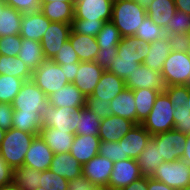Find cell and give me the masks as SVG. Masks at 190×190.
Listing matches in <instances>:
<instances>
[{
  "instance_id": "obj_36",
  "label": "cell",
  "mask_w": 190,
  "mask_h": 190,
  "mask_svg": "<svg viewBox=\"0 0 190 190\" xmlns=\"http://www.w3.org/2000/svg\"><path fill=\"white\" fill-rule=\"evenodd\" d=\"M0 75L14 76L24 81L32 79V72L19 58L0 54Z\"/></svg>"
},
{
  "instance_id": "obj_57",
  "label": "cell",
  "mask_w": 190,
  "mask_h": 190,
  "mask_svg": "<svg viewBox=\"0 0 190 190\" xmlns=\"http://www.w3.org/2000/svg\"><path fill=\"white\" fill-rule=\"evenodd\" d=\"M148 189V178L141 177L140 179L132 182L122 190H147Z\"/></svg>"
},
{
  "instance_id": "obj_69",
  "label": "cell",
  "mask_w": 190,
  "mask_h": 190,
  "mask_svg": "<svg viewBox=\"0 0 190 190\" xmlns=\"http://www.w3.org/2000/svg\"><path fill=\"white\" fill-rule=\"evenodd\" d=\"M181 190H190V184L187 185L185 188H182Z\"/></svg>"
},
{
  "instance_id": "obj_33",
  "label": "cell",
  "mask_w": 190,
  "mask_h": 190,
  "mask_svg": "<svg viewBox=\"0 0 190 190\" xmlns=\"http://www.w3.org/2000/svg\"><path fill=\"white\" fill-rule=\"evenodd\" d=\"M160 90L153 89H136L133 90L134 99L136 102V125L142 124L147 118Z\"/></svg>"
},
{
  "instance_id": "obj_18",
  "label": "cell",
  "mask_w": 190,
  "mask_h": 190,
  "mask_svg": "<svg viewBox=\"0 0 190 190\" xmlns=\"http://www.w3.org/2000/svg\"><path fill=\"white\" fill-rule=\"evenodd\" d=\"M152 135L141 125H134L119 141H123V160L137 159Z\"/></svg>"
},
{
  "instance_id": "obj_58",
  "label": "cell",
  "mask_w": 190,
  "mask_h": 190,
  "mask_svg": "<svg viewBox=\"0 0 190 190\" xmlns=\"http://www.w3.org/2000/svg\"><path fill=\"white\" fill-rule=\"evenodd\" d=\"M147 190H176V189L169 187L164 182L155 180L153 178H148V189Z\"/></svg>"
},
{
  "instance_id": "obj_29",
  "label": "cell",
  "mask_w": 190,
  "mask_h": 190,
  "mask_svg": "<svg viewBox=\"0 0 190 190\" xmlns=\"http://www.w3.org/2000/svg\"><path fill=\"white\" fill-rule=\"evenodd\" d=\"M68 40L77 53L80 62L95 60L99 50L96 37L81 35L71 30Z\"/></svg>"
},
{
  "instance_id": "obj_65",
  "label": "cell",
  "mask_w": 190,
  "mask_h": 190,
  "mask_svg": "<svg viewBox=\"0 0 190 190\" xmlns=\"http://www.w3.org/2000/svg\"><path fill=\"white\" fill-rule=\"evenodd\" d=\"M5 132H6L5 130L0 128V145H1V142L3 141V139H4Z\"/></svg>"
},
{
  "instance_id": "obj_26",
  "label": "cell",
  "mask_w": 190,
  "mask_h": 190,
  "mask_svg": "<svg viewBox=\"0 0 190 190\" xmlns=\"http://www.w3.org/2000/svg\"><path fill=\"white\" fill-rule=\"evenodd\" d=\"M49 169L68 181L82 176V165L70 152L54 154Z\"/></svg>"
},
{
  "instance_id": "obj_66",
  "label": "cell",
  "mask_w": 190,
  "mask_h": 190,
  "mask_svg": "<svg viewBox=\"0 0 190 190\" xmlns=\"http://www.w3.org/2000/svg\"><path fill=\"white\" fill-rule=\"evenodd\" d=\"M6 5L7 4L5 3L4 0H0V11L3 10Z\"/></svg>"
},
{
  "instance_id": "obj_49",
  "label": "cell",
  "mask_w": 190,
  "mask_h": 190,
  "mask_svg": "<svg viewBox=\"0 0 190 190\" xmlns=\"http://www.w3.org/2000/svg\"><path fill=\"white\" fill-rule=\"evenodd\" d=\"M173 119L175 130L190 134V110L186 105L174 110Z\"/></svg>"
},
{
  "instance_id": "obj_19",
  "label": "cell",
  "mask_w": 190,
  "mask_h": 190,
  "mask_svg": "<svg viewBox=\"0 0 190 190\" xmlns=\"http://www.w3.org/2000/svg\"><path fill=\"white\" fill-rule=\"evenodd\" d=\"M177 43L175 39L167 35L150 43V50L143 64L151 70L161 73L165 60Z\"/></svg>"
},
{
  "instance_id": "obj_63",
  "label": "cell",
  "mask_w": 190,
  "mask_h": 190,
  "mask_svg": "<svg viewBox=\"0 0 190 190\" xmlns=\"http://www.w3.org/2000/svg\"><path fill=\"white\" fill-rule=\"evenodd\" d=\"M134 1H137L142 7L147 9L153 0H134Z\"/></svg>"
},
{
  "instance_id": "obj_61",
  "label": "cell",
  "mask_w": 190,
  "mask_h": 190,
  "mask_svg": "<svg viewBox=\"0 0 190 190\" xmlns=\"http://www.w3.org/2000/svg\"><path fill=\"white\" fill-rule=\"evenodd\" d=\"M190 57V34L178 42Z\"/></svg>"
},
{
  "instance_id": "obj_46",
  "label": "cell",
  "mask_w": 190,
  "mask_h": 190,
  "mask_svg": "<svg viewBox=\"0 0 190 190\" xmlns=\"http://www.w3.org/2000/svg\"><path fill=\"white\" fill-rule=\"evenodd\" d=\"M164 92L168 95L170 102L173 104L174 110H176L180 106H185L189 98L188 85L167 86L164 89Z\"/></svg>"
},
{
  "instance_id": "obj_16",
  "label": "cell",
  "mask_w": 190,
  "mask_h": 190,
  "mask_svg": "<svg viewBox=\"0 0 190 190\" xmlns=\"http://www.w3.org/2000/svg\"><path fill=\"white\" fill-rule=\"evenodd\" d=\"M113 165L114 162L98 154L82 166V175L95 187H108Z\"/></svg>"
},
{
  "instance_id": "obj_11",
  "label": "cell",
  "mask_w": 190,
  "mask_h": 190,
  "mask_svg": "<svg viewBox=\"0 0 190 190\" xmlns=\"http://www.w3.org/2000/svg\"><path fill=\"white\" fill-rule=\"evenodd\" d=\"M112 5L113 0H76L74 19L111 21Z\"/></svg>"
},
{
  "instance_id": "obj_37",
  "label": "cell",
  "mask_w": 190,
  "mask_h": 190,
  "mask_svg": "<svg viewBox=\"0 0 190 190\" xmlns=\"http://www.w3.org/2000/svg\"><path fill=\"white\" fill-rule=\"evenodd\" d=\"M22 13L6 5L0 11V37L20 34Z\"/></svg>"
},
{
  "instance_id": "obj_62",
  "label": "cell",
  "mask_w": 190,
  "mask_h": 190,
  "mask_svg": "<svg viewBox=\"0 0 190 190\" xmlns=\"http://www.w3.org/2000/svg\"><path fill=\"white\" fill-rule=\"evenodd\" d=\"M0 190H23L19 186H17L13 181L9 184L2 185L0 187Z\"/></svg>"
},
{
  "instance_id": "obj_27",
  "label": "cell",
  "mask_w": 190,
  "mask_h": 190,
  "mask_svg": "<svg viewBox=\"0 0 190 190\" xmlns=\"http://www.w3.org/2000/svg\"><path fill=\"white\" fill-rule=\"evenodd\" d=\"M40 135L54 154L69 152L75 136L74 133H67V131L52 127H42Z\"/></svg>"
},
{
  "instance_id": "obj_34",
  "label": "cell",
  "mask_w": 190,
  "mask_h": 190,
  "mask_svg": "<svg viewBox=\"0 0 190 190\" xmlns=\"http://www.w3.org/2000/svg\"><path fill=\"white\" fill-rule=\"evenodd\" d=\"M42 112H14L12 128L26 133L40 134L42 128Z\"/></svg>"
},
{
  "instance_id": "obj_39",
  "label": "cell",
  "mask_w": 190,
  "mask_h": 190,
  "mask_svg": "<svg viewBox=\"0 0 190 190\" xmlns=\"http://www.w3.org/2000/svg\"><path fill=\"white\" fill-rule=\"evenodd\" d=\"M101 119L86 107L80 108V118L75 135H98Z\"/></svg>"
},
{
  "instance_id": "obj_68",
  "label": "cell",
  "mask_w": 190,
  "mask_h": 190,
  "mask_svg": "<svg viewBox=\"0 0 190 190\" xmlns=\"http://www.w3.org/2000/svg\"><path fill=\"white\" fill-rule=\"evenodd\" d=\"M93 190H110L109 187H95Z\"/></svg>"
},
{
  "instance_id": "obj_10",
  "label": "cell",
  "mask_w": 190,
  "mask_h": 190,
  "mask_svg": "<svg viewBox=\"0 0 190 190\" xmlns=\"http://www.w3.org/2000/svg\"><path fill=\"white\" fill-rule=\"evenodd\" d=\"M152 138L159 146L160 157L164 162L180 160L183 156L187 134L172 129L153 135Z\"/></svg>"
},
{
  "instance_id": "obj_51",
  "label": "cell",
  "mask_w": 190,
  "mask_h": 190,
  "mask_svg": "<svg viewBox=\"0 0 190 190\" xmlns=\"http://www.w3.org/2000/svg\"><path fill=\"white\" fill-rule=\"evenodd\" d=\"M5 3L22 14L41 12L40 0H4Z\"/></svg>"
},
{
  "instance_id": "obj_1",
  "label": "cell",
  "mask_w": 190,
  "mask_h": 190,
  "mask_svg": "<svg viewBox=\"0 0 190 190\" xmlns=\"http://www.w3.org/2000/svg\"><path fill=\"white\" fill-rule=\"evenodd\" d=\"M149 50L150 43L135 36L122 37L115 60L107 71L125 80L140 64H143Z\"/></svg>"
},
{
  "instance_id": "obj_42",
  "label": "cell",
  "mask_w": 190,
  "mask_h": 190,
  "mask_svg": "<svg viewBox=\"0 0 190 190\" xmlns=\"http://www.w3.org/2000/svg\"><path fill=\"white\" fill-rule=\"evenodd\" d=\"M121 38L118 28L111 21L105 22L96 36L99 47L104 48L118 47Z\"/></svg>"
},
{
  "instance_id": "obj_43",
  "label": "cell",
  "mask_w": 190,
  "mask_h": 190,
  "mask_svg": "<svg viewBox=\"0 0 190 190\" xmlns=\"http://www.w3.org/2000/svg\"><path fill=\"white\" fill-rule=\"evenodd\" d=\"M40 186L46 190H69V181L49 169L41 172Z\"/></svg>"
},
{
  "instance_id": "obj_60",
  "label": "cell",
  "mask_w": 190,
  "mask_h": 190,
  "mask_svg": "<svg viewBox=\"0 0 190 190\" xmlns=\"http://www.w3.org/2000/svg\"><path fill=\"white\" fill-rule=\"evenodd\" d=\"M181 160L185 161L190 165V134H187L185 149Z\"/></svg>"
},
{
  "instance_id": "obj_55",
  "label": "cell",
  "mask_w": 190,
  "mask_h": 190,
  "mask_svg": "<svg viewBox=\"0 0 190 190\" xmlns=\"http://www.w3.org/2000/svg\"><path fill=\"white\" fill-rule=\"evenodd\" d=\"M13 169L10 168L0 155V187L12 182Z\"/></svg>"
},
{
  "instance_id": "obj_3",
  "label": "cell",
  "mask_w": 190,
  "mask_h": 190,
  "mask_svg": "<svg viewBox=\"0 0 190 190\" xmlns=\"http://www.w3.org/2000/svg\"><path fill=\"white\" fill-rule=\"evenodd\" d=\"M35 135L11 128L5 132L0 145V155L6 164L14 169L23 166L27 153Z\"/></svg>"
},
{
  "instance_id": "obj_23",
  "label": "cell",
  "mask_w": 190,
  "mask_h": 190,
  "mask_svg": "<svg viewBox=\"0 0 190 190\" xmlns=\"http://www.w3.org/2000/svg\"><path fill=\"white\" fill-rule=\"evenodd\" d=\"M85 102L86 97L73 83L48 96V104L55 108H82L85 107Z\"/></svg>"
},
{
  "instance_id": "obj_47",
  "label": "cell",
  "mask_w": 190,
  "mask_h": 190,
  "mask_svg": "<svg viewBox=\"0 0 190 190\" xmlns=\"http://www.w3.org/2000/svg\"><path fill=\"white\" fill-rule=\"evenodd\" d=\"M21 44L22 37L20 34L0 37V54L5 56L18 57Z\"/></svg>"
},
{
  "instance_id": "obj_4",
  "label": "cell",
  "mask_w": 190,
  "mask_h": 190,
  "mask_svg": "<svg viewBox=\"0 0 190 190\" xmlns=\"http://www.w3.org/2000/svg\"><path fill=\"white\" fill-rule=\"evenodd\" d=\"M167 86L188 85L190 78V57L179 43L172 49L161 71Z\"/></svg>"
},
{
  "instance_id": "obj_5",
  "label": "cell",
  "mask_w": 190,
  "mask_h": 190,
  "mask_svg": "<svg viewBox=\"0 0 190 190\" xmlns=\"http://www.w3.org/2000/svg\"><path fill=\"white\" fill-rule=\"evenodd\" d=\"M174 109L168 95L161 91L157 95L153 109L141 124L152 136L174 129Z\"/></svg>"
},
{
  "instance_id": "obj_50",
  "label": "cell",
  "mask_w": 190,
  "mask_h": 190,
  "mask_svg": "<svg viewBox=\"0 0 190 190\" xmlns=\"http://www.w3.org/2000/svg\"><path fill=\"white\" fill-rule=\"evenodd\" d=\"M52 61L59 65L80 62L79 57L73 49L69 40L63 44L58 53L52 58Z\"/></svg>"
},
{
  "instance_id": "obj_6",
  "label": "cell",
  "mask_w": 190,
  "mask_h": 190,
  "mask_svg": "<svg viewBox=\"0 0 190 190\" xmlns=\"http://www.w3.org/2000/svg\"><path fill=\"white\" fill-rule=\"evenodd\" d=\"M32 80L47 95L58 92L69 84L59 64L52 60H45L32 72Z\"/></svg>"
},
{
  "instance_id": "obj_21",
  "label": "cell",
  "mask_w": 190,
  "mask_h": 190,
  "mask_svg": "<svg viewBox=\"0 0 190 190\" xmlns=\"http://www.w3.org/2000/svg\"><path fill=\"white\" fill-rule=\"evenodd\" d=\"M50 23L51 21L42 12L22 14L20 36L41 42Z\"/></svg>"
},
{
  "instance_id": "obj_41",
  "label": "cell",
  "mask_w": 190,
  "mask_h": 190,
  "mask_svg": "<svg viewBox=\"0 0 190 190\" xmlns=\"http://www.w3.org/2000/svg\"><path fill=\"white\" fill-rule=\"evenodd\" d=\"M165 35L166 34L163 28L155 24V22L152 21L149 16H146L145 20L138 27L134 36L144 42L152 43Z\"/></svg>"
},
{
  "instance_id": "obj_35",
  "label": "cell",
  "mask_w": 190,
  "mask_h": 190,
  "mask_svg": "<svg viewBox=\"0 0 190 190\" xmlns=\"http://www.w3.org/2000/svg\"><path fill=\"white\" fill-rule=\"evenodd\" d=\"M163 30L167 36L179 42L190 34V14L176 10Z\"/></svg>"
},
{
  "instance_id": "obj_56",
  "label": "cell",
  "mask_w": 190,
  "mask_h": 190,
  "mask_svg": "<svg viewBox=\"0 0 190 190\" xmlns=\"http://www.w3.org/2000/svg\"><path fill=\"white\" fill-rule=\"evenodd\" d=\"M62 71L65 73V77L69 83H73L74 79L77 75V71L79 68V63H72V64H63L60 65Z\"/></svg>"
},
{
  "instance_id": "obj_38",
  "label": "cell",
  "mask_w": 190,
  "mask_h": 190,
  "mask_svg": "<svg viewBox=\"0 0 190 190\" xmlns=\"http://www.w3.org/2000/svg\"><path fill=\"white\" fill-rule=\"evenodd\" d=\"M41 172L26 166L13 169L12 181L23 190H35L40 186Z\"/></svg>"
},
{
  "instance_id": "obj_64",
  "label": "cell",
  "mask_w": 190,
  "mask_h": 190,
  "mask_svg": "<svg viewBox=\"0 0 190 190\" xmlns=\"http://www.w3.org/2000/svg\"><path fill=\"white\" fill-rule=\"evenodd\" d=\"M52 1H57V2H59V1H63V2H76V0H40L41 6H42L44 3H50V2H52Z\"/></svg>"
},
{
  "instance_id": "obj_14",
  "label": "cell",
  "mask_w": 190,
  "mask_h": 190,
  "mask_svg": "<svg viewBox=\"0 0 190 190\" xmlns=\"http://www.w3.org/2000/svg\"><path fill=\"white\" fill-rule=\"evenodd\" d=\"M125 86L131 90L153 89L164 91L166 88L162 74L151 70L144 64H140L138 68L125 79Z\"/></svg>"
},
{
  "instance_id": "obj_22",
  "label": "cell",
  "mask_w": 190,
  "mask_h": 190,
  "mask_svg": "<svg viewBox=\"0 0 190 190\" xmlns=\"http://www.w3.org/2000/svg\"><path fill=\"white\" fill-rule=\"evenodd\" d=\"M135 124L123 117L111 115L101 119L98 136L102 141H119Z\"/></svg>"
},
{
  "instance_id": "obj_70",
  "label": "cell",
  "mask_w": 190,
  "mask_h": 190,
  "mask_svg": "<svg viewBox=\"0 0 190 190\" xmlns=\"http://www.w3.org/2000/svg\"><path fill=\"white\" fill-rule=\"evenodd\" d=\"M35 190H46V189H44L43 187L39 186Z\"/></svg>"
},
{
  "instance_id": "obj_25",
  "label": "cell",
  "mask_w": 190,
  "mask_h": 190,
  "mask_svg": "<svg viewBox=\"0 0 190 190\" xmlns=\"http://www.w3.org/2000/svg\"><path fill=\"white\" fill-rule=\"evenodd\" d=\"M136 160L140 173L145 178H152L154 171L164 162L163 157H160L159 146L152 137Z\"/></svg>"
},
{
  "instance_id": "obj_59",
  "label": "cell",
  "mask_w": 190,
  "mask_h": 190,
  "mask_svg": "<svg viewBox=\"0 0 190 190\" xmlns=\"http://www.w3.org/2000/svg\"><path fill=\"white\" fill-rule=\"evenodd\" d=\"M176 10L190 14V0H174Z\"/></svg>"
},
{
  "instance_id": "obj_67",
  "label": "cell",
  "mask_w": 190,
  "mask_h": 190,
  "mask_svg": "<svg viewBox=\"0 0 190 190\" xmlns=\"http://www.w3.org/2000/svg\"><path fill=\"white\" fill-rule=\"evenodd\" d=\"M188 100H187V103H186V106L189 108L190 110V86H189V94H188Z\"/></svg>"
},
{
  "instance_id": "obj_54",
  "label": "cell",
  "mask_w": 190,
  "mask_h": 190,
  "mask_svg": "<svg viewBox=\"0 0 190 190\" xmlns=\"http://www.w3.org/2000/svg\"><path fill=\"white\" fill-rule=\"evenodd\" d=\"M69 190H93L95 186L83 175L69 181Z\"/></svg>"
},
{
  "instance_id": "obj_28",
  "label": "cell",
  "mask_w": 190,
  "mask_h": 190,
  "mask_svg": "<svg viewBox=\"0 0 190 190\" xmlns=\"http://www.w3.org/2000/svg\"><path fill=\"white\" fill-rule=\"evenodd\" d=\"M111 114L123 117L136 125V102L133 90L125 88L110 101Z\"/></svg>"
},
{
  "instance_id": "obj_44",
  "label": "cell",
  "mask_w": 190,
  "mask_h": 190,
  "mask_svg": "<svg viewBox=\"0 0 190 190\" xmlns=\"http://www.w3.org/2000/svg\"><path fill=\"white\" fill-rule=\"evenodd\" d=\"M104 23L105 21L103 20L89 21L88 19H73L71 30L81 35L96 37Z\"/></svg>"
},
{
  "instance_id": "obj_45",
  "label": "cell",
  "mask_w": 190,
  "mask_h": 190,
  "mask_svg": "<svg viewBox=\"0 0 190 190\" xmlns=\"http://www.w3.org/2000/svg\"><path fill=\"white\" fill-rule=\"evenodd\" d=\"M98 154L112 162L123 160V141L101 140Z\"/></svg>"
},
{
  "instance_id": "obj_2",
  "label": "cell",
  "mask_w": 190,
  "mask_h": 190,
  "mask_svg": "<svg viewBox=\"0 0 190 190\" xmlns=\"http://www.w3.org/2000/svg\"><path fill=\"white\" fill-rule=\"evenodd\" d=\"M147 16L146 9L134 0H113L111 22L121 37L134 36Z\"/></svg>"
},
{
  "instance_id": "obj_15",
  "label": "cell",
  "mask_w": 190,
  "mask_h": 190,
  "mask_svg": "<svg viewBox=\"0 0 190 190\" xmlns=\"http://www.w3.org/2000/svg\"><path fill=\"white\" fill-rule=\"evenodd\" d=\"M53 157L54 152L39 134L32 140L25 154L23 166L39 171L49 170Z\"/></svg>"
},
{
  "instance_id": "obj_17",
  "label": "cell",
  "mask_w": 190,
  "mask_h": 190,
  "mask_svg": "<svg viewBox=\"0 0 190 190\" xmlns=\"http://www.w3.org/2000/svg\"><path fill=\"white\" fill-rule=\"evenodd\" d=\"M104 70L95 61L79 62V68L73 84L89 96L94 92Z\"/></svg>"
},
{
  "instance_id": "obj_24",
  "label": "cell",
  "mask_w": 190,
  "mask_h": 190,
  "mask_svg": "<svg viewBox=\"0 0 190 190\" xmlns=\"http://www.w3.org/2000/svg\"><path fill=\"white\" fill-rule=\"evenodd\" d=\"M125 86V80L119 78L114 73L109 71H104L101 75V78L92 93L93 97H96L103 101H111L119 93H121Z\"/></svg>"
},
{
  "instance_id": "obj_40",
  "label": "cell",
  "mask_w": 190,
  "mask_h": 190,
  "mask_svg": "<svg viewBox=\"0 0 190 190\" xmlns=\"http://www.w3.org/2000/svg\"><path fill=\"white\" fill-rule=\"evenodd\" d=\"M23 82V79L14 76L0 75V103L11 104Z\"/></svg>"
},
{
  "instance_id": "obj_7",
  "label": "cell",
  "mask_w": 190,
  "mask_h": 190,
  "mask_svg": "<svg viewBox=\"0 0 190 190\" xmlns=\"http://www.w3.org/2000/svg\"><path fill=\"white\" fill-rule=\"evenodd\" d=\"M14 112H42L48 105L47 95L30 79L23 82L11 103Z\"/></svg>"
},
{
  "instance_id": "obj_13",
  "label": "cell",
  "mask_w": 190,
  "mask_h": 190,
  "mask_svg": "<svg viewBox=\"0 0 190 190\" xmlns=\"http://www.w3.org/2000/svg\"><path fill=\"white\" fill-rule=\"evenodd\" d=\"M141 177L136 159L119 160L114 162L108 187L112 190H122Z\"/></svg>"
},
{
  "instance_id": "obj_31",
  "label": "cell",
  "mask_w": 190,
  "mask_h": 190,
  "mask_svg": "<svg viewBox=\"0 0 190 190\" xmlns=\"http://www.w3.org/2000/svg\"><path fill=\"white\" fill-rule=\"evenodd\" d=\"M75 2L52 1L41 6V12L51 22L72 23Z\"/></svg>"
},
{
  "instance_id": "obj_20",
  "label": "cell",
  "mask_w": 190,
  "mask_h": 190,
  "mask_svg": "<svg viewBox=\"0 0 190 190\" xmlns=\"http://www.w3.org/2000/svg\"><path fill=\"white\" fill-rule=\"evenodd\" d=\"M100 142L98 135H75L69 152L83 166L98 155Z\"/></svg>"
},
{
  "instance_id": "obj_52",
  "label": "cell",
  "mask_w": 190,
  "mask_h": 190,
  "mask_svg": "<svg viewBox=\"0 0 190 190\" xmlns=\"http://www.w3.org/2000/svg\"><path fill=\"white\" fill-rule=\"evenodd\" d=\"M118 47L104 48L99 47L95 62L104 70H108L109 66L114 62Z\"/></svg>"
},
{
  "instance_id": "obj_48",
  "label": "cell",
  "mask_w": 190,
  "mask_h": 190,
  "mask_svg": "<svg viewBox=\"0 0 190 190\" xmlns=\"http://www.w3.org/2000/svg\"><path fill=\"white\" fill-rule=\"evenodd\" d=\"M85 107L94 112L100 119L111 116L109 101H103L92 95L86 96Z\"/></svg>"
},
{
  "instance_id": "obj_53",
  "label": "cell",
  "mask_w": 190,
  "mask_h": 190,
  "mask_svg": "<svg viewBox=\"0 0 190 190\" xmlns=\"http://www.w3.org/2000/svg\"><path fill=\"white\" fill-rule=\"evenodd\" d=\"M14 108L12 104L0 103V128L7 131L12 128Z\"/></svg>"
},
{
  "instance_id": "obj_30",
  "label": "cell",
  "mask_w": 190,
  "mask_h": 190,
  "mask_svg": "<svg viewBox=\"0 0 190 190\" xmlns=\"http://www.w3.org/2000/svg\"><path fill=\"white\" fill-rule=\"evenodd\" d=\"M18 57L27 65L31 72L35 71L45 60L41 42L22 38Z\"/></svg>"
},
{
  "instance_id": "obj_32",
  "label": "cell",
  "mask_w": 190,
  "mask_h": 190,
  "mask_svg": "<svg viewBox=\"0 0 190 190\" xmlns=\"http://www.w3.org/2000/svg\"><path fill=\"white\" fill-rule=\"evenodd\" d=\"M176 12L174 0H153L146 9L147 16L158 26L164 28Z\"/></svg>"
},
{
  "instance_id": "obj_12",
  "label": "cell",
  "mask_w": 190,
  "mask_h": 190,
  "mask_svg": "<svg viewBox=\"0 0 190 190\" xmlns=\"http://www.w3.org/2000/svg\"><path fill=\"white\" fill-rule=\"evenodd\" d=\"M70 32L71 23H50L41 40V46L46 60H52L63 44L69 39Z\"/></svg>"
},
{
  "instance_id": "obj_8",
  "label": "cell",
  "mask_w": 190,
  "mask_h": 190,
  "mask_svg": "<svg viewBox=\"0 0 190 190\" xmlns=\"http://www.w3.org/2000/svg\"><path fill=\"white\" fill-rule=\"evenodd\" d=\"M42 127H52L67 133H76L80 108H55L49 104L42 110Z\"/></svg>"
},
{
  "instance_id": "obj_9",
  "label": "cell",
  "mask_w": 190,
  "mask_h": 190,
  "mask_svg": "<svg viewBox=\"0 0 190 190\" xmlns=\"http://www.w3.org/2000/svg\"><path fill=\"white\" fill-rule=\"evenodd\" d=\"M152 178L176 190H181L190 184V165L181 159L163 162L154 171Z\"/></svg>"
}]
</instances>
